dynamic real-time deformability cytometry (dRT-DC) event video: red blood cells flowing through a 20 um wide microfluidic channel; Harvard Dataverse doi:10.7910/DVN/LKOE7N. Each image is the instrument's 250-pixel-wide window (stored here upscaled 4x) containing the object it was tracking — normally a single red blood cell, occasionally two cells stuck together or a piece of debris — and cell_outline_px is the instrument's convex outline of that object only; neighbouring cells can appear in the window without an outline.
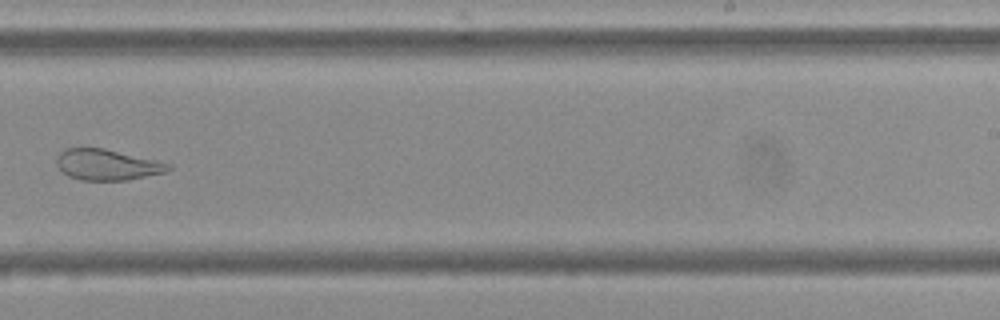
{"species": "Egyptian fruit bat (a non-hibernating species)", "species_latin": "Rousettus aegyptiacus", "temperature_condition": "cold", "stored_images_in_passage": 13, "camera_frame_rate_fps": 3000, "um_per_image_px": 0.085, "frame": {"image": 1, "passage_image": 10, "time_ms": 11.333, "image_size_px": [1000, 320], "cell_outline_px": [[172, 168], [164, 172], [128, 180], [80, 180], [68, 176], [56, 164], [56, 156], [60, 152], [68, 148], [104, 148], [156, 160], [172, 164]], "centroid_in_image_um": [9.1, 14.0], "position_along_channel_um": 279.9, "area_um2": 20.0}}
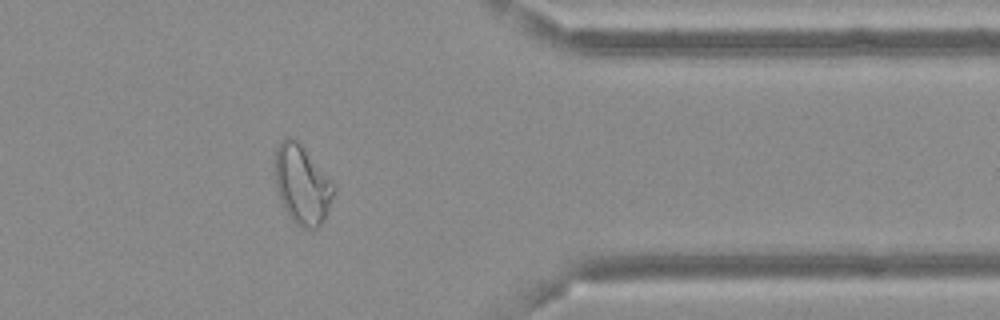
{"frame": {"image": 2, "passage_image": 13, "time_ms": 14.667, "image_size_px": [1000, 320], "cell_outline_px": [[336, 192], [324, 220], [316, 228], [304, 228], [296, 224], [292, 220], [284, 208], [280, 200], [276, 188], [276, 144], [280, 140], [288, 136], [292, 136], [304, 148], [336, 184]], "centroid_in_image_um": [25.7, 15.68], "position_along_channel_um": 385.7, "area_um2": 27.22}, "authors_computed_cell_mechanics": {"area_um2": 26.5302, "velocity_mm_per_s": 3.6303, "shape_relaxation_time_tau1_ms": null, "shape_relaxation_time_tau2_ms": 2.7553, "deformation_change_tau1": null, "deformation_change_tau2": 0.1109}}